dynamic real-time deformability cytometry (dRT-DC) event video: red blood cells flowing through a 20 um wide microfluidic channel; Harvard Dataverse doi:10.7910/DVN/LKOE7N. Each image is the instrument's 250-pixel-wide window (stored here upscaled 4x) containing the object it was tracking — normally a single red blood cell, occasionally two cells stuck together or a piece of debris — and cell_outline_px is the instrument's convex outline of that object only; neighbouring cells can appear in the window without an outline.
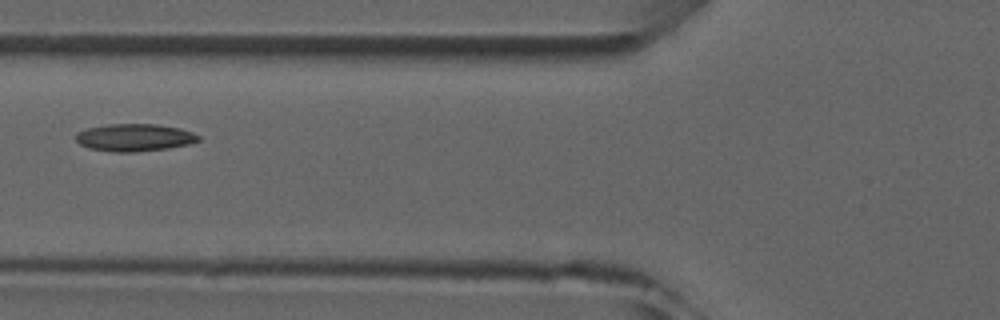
{"species": "common noctule bat (a hibernating species)", "species_latin": "Nyctalus noctula", "temperature_condition": "room temperature", "stored_images_in_passage": 6, "camera_frame_rate_fps": 3000, "um_per_image_px": 0.085, "animal": {"sex": "male", "forearm_length_mm": 52.5}, "frame": {"image": 1, "passage_image": 6, "time_ms": 5.667, "image_size_px": [1000, 320], "cell_outline_px": [[200, 140], [188, 144], [168, 148], [136, 152], [112, 152], [88, 148], [80, 144], [76, 140], [76, 132], [88, 128], [108, 124], [156, 124], [180, 128], [192, 132], [200, 136]], "centroid_in_image_um": [11.42, 11.69], "position_along_channel_um": 114.4, "area_um2": 19.65}}